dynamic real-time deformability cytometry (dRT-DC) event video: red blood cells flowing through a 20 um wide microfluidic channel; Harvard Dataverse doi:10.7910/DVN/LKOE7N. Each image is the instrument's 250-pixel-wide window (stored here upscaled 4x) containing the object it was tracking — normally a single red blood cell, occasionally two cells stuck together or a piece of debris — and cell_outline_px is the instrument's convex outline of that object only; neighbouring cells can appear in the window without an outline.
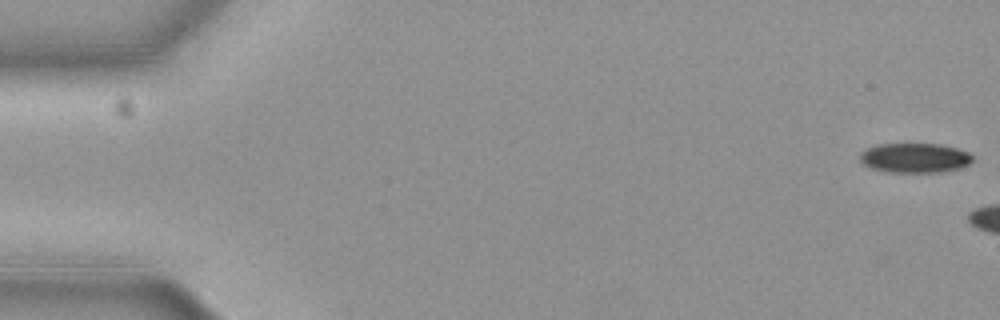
{"species": "common noctule bat (a hibernating species)", "species_latin": "Nyctalus noctula", "temperature_condition": "cold", "stored_images_in_passage": 6, "camera_frame_rate_fps": 3000, "um_per_image_px": 0.085, "animal": {"sex": "female", "body_mass_g": 19.3, "forearm_length_mm": 54.1}, "frame": {"image": 1, "passage_image": 1, "time_ms": 0.0, "image_size_px": [1000, 320], "cell_outline_px": [[972, 160], [968, 164], [960, 168], [944, 172], [884, 172], [872, 168], [864, 164], [860, 160], [860, 152], [868, 148], [880, 144], [940, 144], [956, 148], [968, 152], [972, 156]], "centroid_in_image_um": [77.75, 13.43], "position_along_channel_um": 7.2, "area_um2": 19.42}}